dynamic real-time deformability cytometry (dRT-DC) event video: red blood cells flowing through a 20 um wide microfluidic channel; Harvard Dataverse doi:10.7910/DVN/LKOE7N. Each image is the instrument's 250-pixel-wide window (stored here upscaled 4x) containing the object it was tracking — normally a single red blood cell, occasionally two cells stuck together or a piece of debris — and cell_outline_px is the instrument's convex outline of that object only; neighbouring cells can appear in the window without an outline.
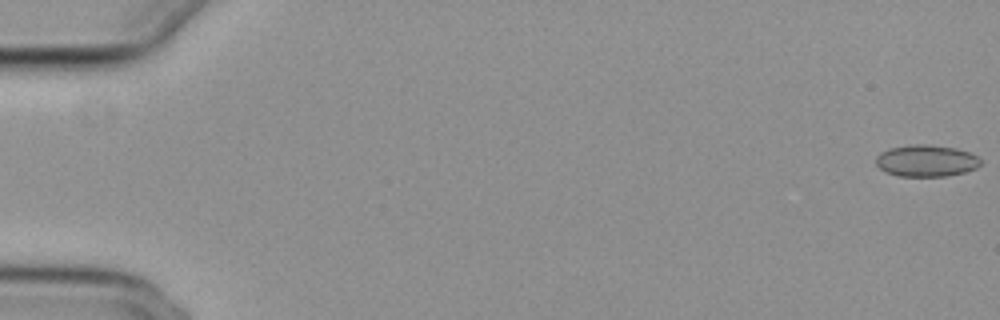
{"species": "common noctule bat (a hibernating species)", "species_latin": "Nyctalus noctula", "temperature_condition": "cold", "stored_images_in_passage": 53, "camera_frame_rate_fps": 3000, "um_per_image_px": 0.085, "animal": {"sex": "female", "body_mass_g": 29.2, "forearm_length_mm": 56.3}, "frame": {"image": 1, "passage_image": 1, "time_ms": 0.0, "image_size_px": [1000, 320], "cell_outline_px": [[980, 164], [976, 168], [964, 172], [944, 176], [900, 176], [884, 172], [876, 164], [876, 156], [880, 152], [888, 148], [912, 144], [928, 144], [956, 148], [968, 152], [976, 156], [980, 160]], "centroid_in_image_um": [78.69, 13.65], "position_along_channel_um": 6.3, "area_um2": 19.36}}
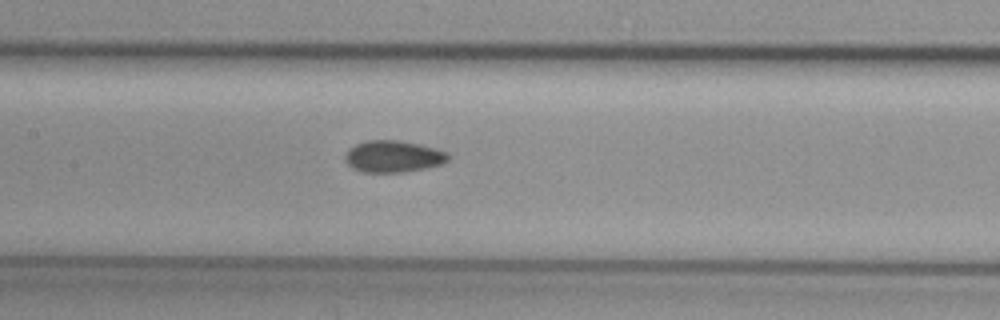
{"frame": {"image": 2, "passage_image": 28, "time_ms": 9.0, "image_size_px": [1000, 320], "cell_outline_px": [[448, 160], [440, 164], [424, 168], [400, 172], [360, 172], [352, 168], [344, 160], [344, 156], [348, 148], [364, 140], [400, 140], [420, 144], [436, 148], [448, 152]], "centroid_in_image_um": [33.38, 13.28], "position_along_channel_um": 174.0, "area_um2": 19.19}}
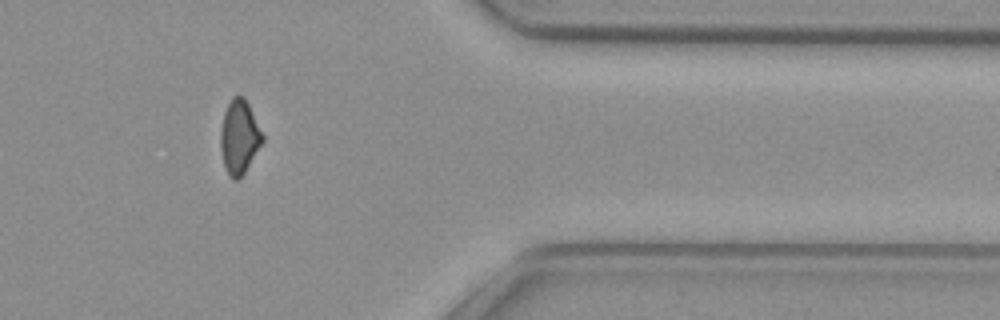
{"frame": {"image": 3, "passage_image": 47, "time_ms": 15.333, "image_size_px": [1000, 320], "cell_outline_px": [[264, 140], [244, 172], [236, 180], [232, 180], [228, 176], [224, 164], [220, 148], [220, 128], [224, 112], [232, 96], [244, 96], [264, 136]], "centroid_in_image_um": [20.32, 11.63], "position_along_channel_um": 391.1, "area_um2": 17.92}}